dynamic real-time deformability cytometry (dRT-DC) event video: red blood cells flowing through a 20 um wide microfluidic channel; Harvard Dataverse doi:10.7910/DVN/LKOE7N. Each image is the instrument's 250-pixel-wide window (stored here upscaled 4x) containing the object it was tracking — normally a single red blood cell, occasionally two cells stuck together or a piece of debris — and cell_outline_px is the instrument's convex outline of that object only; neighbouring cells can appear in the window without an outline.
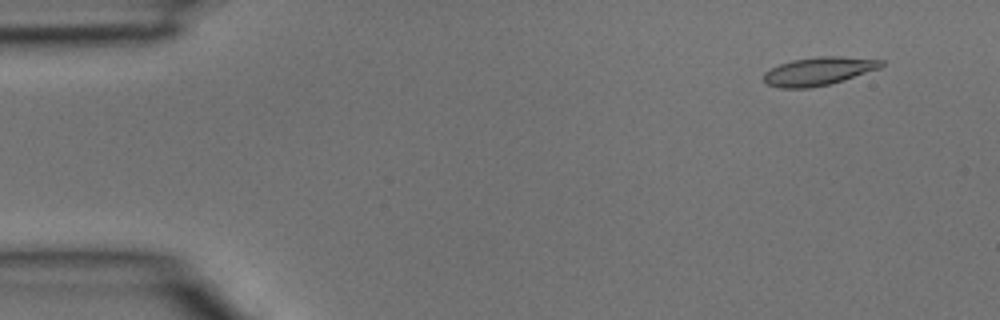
{"species": "common noctule bat (a hibernating species)", "species_latin": "Nyctalus noctula", "temperature_condition": "room temperature", "stored_images_in_passage": 4, "camera_frame_rate_fps": 3000, "um_per_image_px": 0.085, "animal": {"sex": "male", "body_mass_g": 15.6}, "frame": {"image": 1, "passage_image": 2, "time_ms": 0.333, "image_size_px": [1000, 320], "cell_outline_px": [[884, 64], [880, 68], [844, 80], [828, 84], [808, 88], [780, 88], [764, 84], [764, 72], [780, 64], [792, 60], [816, 56], [840, 56], [884, 60]], "centroid_in_image_um": [69.57, 6.05], "position_along_channel_um": 15.4, "area_um2": 19.36}}
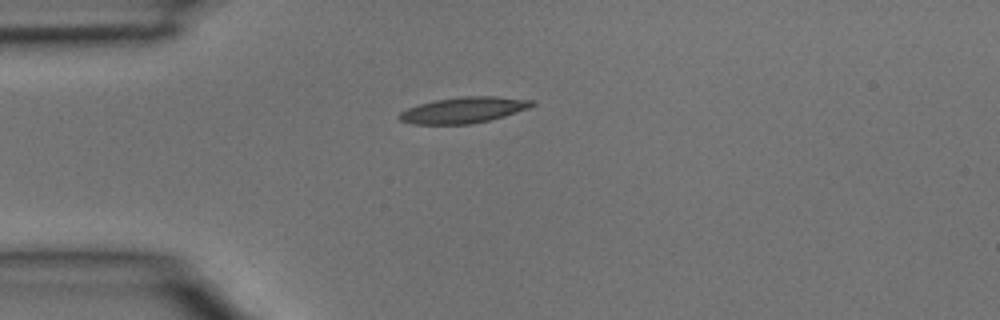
{"frame": {"image": 2, "passage_image": 4, "time_ms": 1.0, "image_size_px": [1000, 320], "cell_outline_px": [[536, 104], [528, 108], [504, 116], [488, 120], [468, 124], [412, 124], [400, 120], [396, 116], [400, 112], [408, 108], [420, 104], [436, 100], [460, 96], [496, 96], [536, 100]], "centroid_in_image_um": [39.42, 9.34], "position_along_channel_um": 45.6, "area_um2": 20.06}}